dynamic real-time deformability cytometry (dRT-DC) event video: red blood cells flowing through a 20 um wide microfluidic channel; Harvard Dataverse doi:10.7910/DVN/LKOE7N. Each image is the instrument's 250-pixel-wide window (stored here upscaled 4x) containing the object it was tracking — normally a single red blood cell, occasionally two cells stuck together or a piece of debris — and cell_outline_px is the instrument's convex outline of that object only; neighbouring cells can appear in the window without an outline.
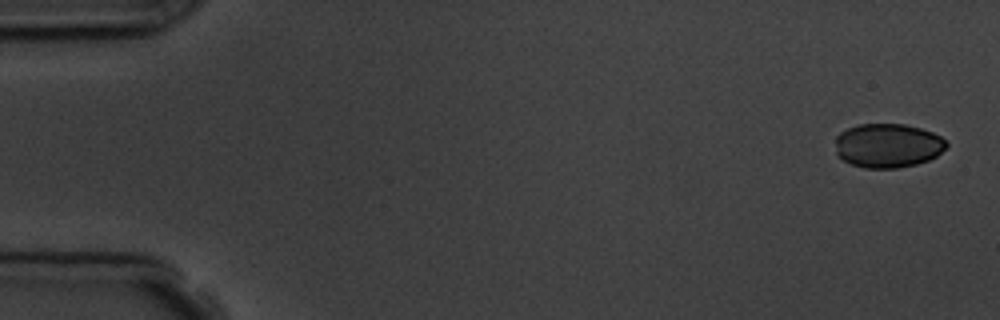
{"species": "common noctule bat (a hibernating species)", "species_latin": "Nyctalus noctula", "temperature_condition": "room temperature", "stored_images_in_passage": 5, "camera_frame_rate_fps": 3000, "um_per_image_px": 0.085, "animal": {"sex": "male", "body_mass_g": 19.5, "forearm_length_mm": 54.6}, "frame": {"image": 1, "passage_image": 1, "time_ms": 0.0, "image_size_px": [1000, 320], "cell_outline_px": [[948, 144], [936, 156], [928, 160], [916, 164], [896, 168], [864, 168], [852, 164], [844, 160], [836, 152], [836, 136], [840, 132], [848, 128], [860, 124], [904, 124], [920, 128], [932, 132], [940, 136]], "centroid_in_image_um": [75.45, 12.37], "position_along_channel_um": 9.5, "area_um2": 28.38}}